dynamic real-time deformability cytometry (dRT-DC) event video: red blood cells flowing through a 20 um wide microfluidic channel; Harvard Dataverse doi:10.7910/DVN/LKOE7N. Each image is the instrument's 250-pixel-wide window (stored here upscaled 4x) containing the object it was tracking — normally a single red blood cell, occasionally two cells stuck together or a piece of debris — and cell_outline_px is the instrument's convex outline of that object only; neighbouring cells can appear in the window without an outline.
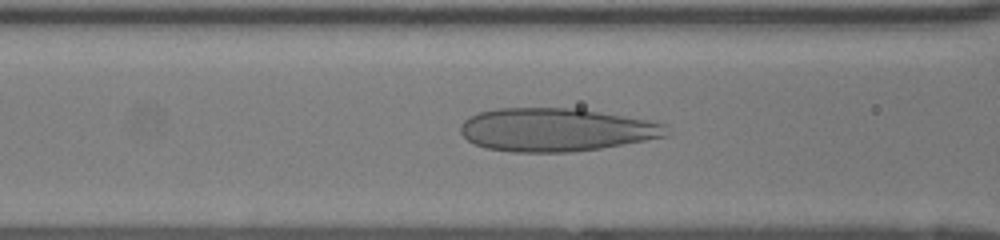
{"species": "human", "species_latin": "Homo sapiens", "temperature_condition": "room temperature", "stored_images_in_passage": 50, "camera_frame_rate_fps": 3000, "um_per_image_px": 0.085, "donor": {"sex": "female"}, "frame": {"image": 1, "passage_image": 22, "time_ms": 7.0, "image_size_px": [1000, 240], "cell_outline_px": [[672, 132], [668, 136], [624, 144], [600, 148], [572, 152], [512, 152], [484, 148], [468, 140], [460, 132], [460, 124], [468, 116], [480, 112], [500, 108], [580, 108], [648, 120], [668, 124]], "centroid_in_image_um": [47.3, 11.02], "position_along_channel_um": 119.3, "area_um2": 52.31}}
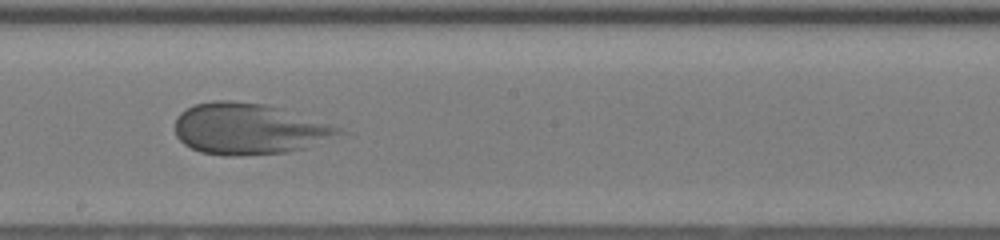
{"frame": {"image": 2, "passage_image": 30, "time_ms": 9.667, "image_size_px": [1000, 240], "cell_outline_px": [[356, 132], [304, 148], [288, 152], [236, 156], [224, 156], [200, 152], [184, 144], [176, 136], [176, 116], [180, 112], [192, 104], [212, 100], [228, 100], [264, 104], [284, 108]], "centroid_in_image_um": [21.26, 10.95], "position_along_channel_um": 226.9, "area_um2": 50.0}}
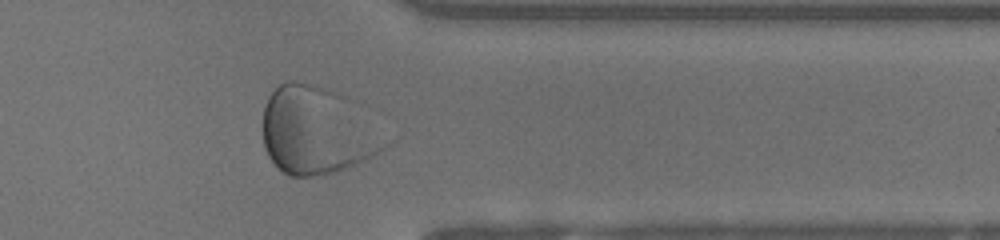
{"frame": {"image": 3, "passage_image": 42, "time_ms": 13.667, "image_size_px": [1000, 240], "cell_outline_px": [[384, 148], [372, 156], [356, 164], [336, 172], [316, 176], [288, 176], [268, 156], [264, 148], [264, 108], [268, 96], [280, 84], [288, 80], [296, 80], [340, 92], [348, 96]], "centroid_in_image_um": [26.78, 11.09], "position_along_channel_um": 384.6, "area_um2": 60.46}}